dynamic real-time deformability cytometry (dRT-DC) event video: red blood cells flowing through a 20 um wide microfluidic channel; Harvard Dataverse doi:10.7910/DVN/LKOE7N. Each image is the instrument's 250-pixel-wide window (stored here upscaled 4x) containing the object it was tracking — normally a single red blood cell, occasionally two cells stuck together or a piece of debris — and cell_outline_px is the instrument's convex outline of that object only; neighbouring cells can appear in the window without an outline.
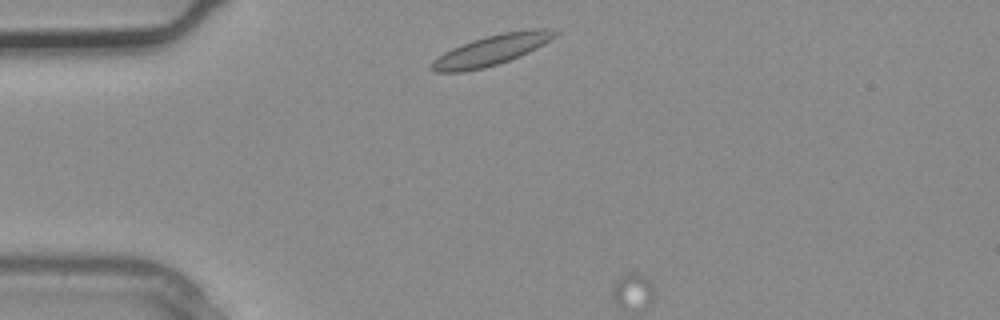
{"species": "common noctule bat (a hibernating species)", "species_latin": "Nyctalus noctula", "temperature_condition": "warm", "stored_images_in_passage": 2, "camera_frame_rate_fps": 3000, "um_per_image_px": 0.085, "animal": {"sex": "male", "body_mass_g": 20.4}, "frame": {"image": 1, "passage_image": 1, "time_ms": 0.0, "image_size_px": [1000, 320], "cell_outline_px": [[560, 32], [556, 36], [544, 44], [520, 56], [484, 68], [464, 72], [436, 72], [428, 68], [432, 60], [444, 52], [460, 44], [472, 40], [504, 32], [532, 28], [544, 28]], "centroid_in_image_um": [41.74, 4.26], "position_along_channel_um": 43.3, "area_um2": 21.79}}